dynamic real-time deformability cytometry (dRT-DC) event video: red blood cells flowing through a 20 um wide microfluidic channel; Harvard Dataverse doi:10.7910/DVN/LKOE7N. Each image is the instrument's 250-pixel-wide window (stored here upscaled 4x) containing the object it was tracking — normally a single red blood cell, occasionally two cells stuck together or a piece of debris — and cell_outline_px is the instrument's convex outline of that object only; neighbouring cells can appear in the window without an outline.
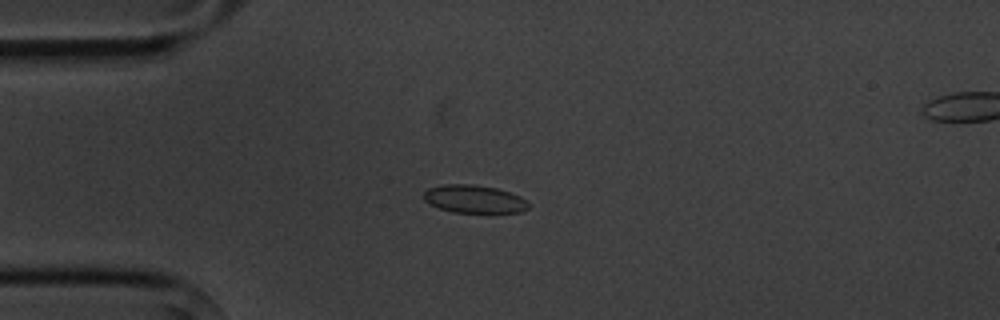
{"species": "common noctule bat (a hibernating species)", "species_latin": "Nyctalus noctula", "temperature_condition": "cold", "stored_images_in_passage": 5, "camera_frame_rate_fps": 3000, "um_per_image_px": 0.085, "animal": {"sex": "male", "body_mass_g": 20.1, "forearm_length_mm": 53.5}, "frame": {"image": 1, "passage_image": 4, "time_ms": 3.667, "image_size_px": [1000, 320], "cell_outline_px": [[532, 204], [528, 208], [520, 212], [452, 212], [428, 204], [424, 200], [424, 192], [428, 188], [444, 184], [472, 184], [496, 188], [520, 196], [528, 200]], "centroid_in_image_um": [40.32, 16.91], "position_along_channel_um": 44.7, "area_um2": 17.11}}